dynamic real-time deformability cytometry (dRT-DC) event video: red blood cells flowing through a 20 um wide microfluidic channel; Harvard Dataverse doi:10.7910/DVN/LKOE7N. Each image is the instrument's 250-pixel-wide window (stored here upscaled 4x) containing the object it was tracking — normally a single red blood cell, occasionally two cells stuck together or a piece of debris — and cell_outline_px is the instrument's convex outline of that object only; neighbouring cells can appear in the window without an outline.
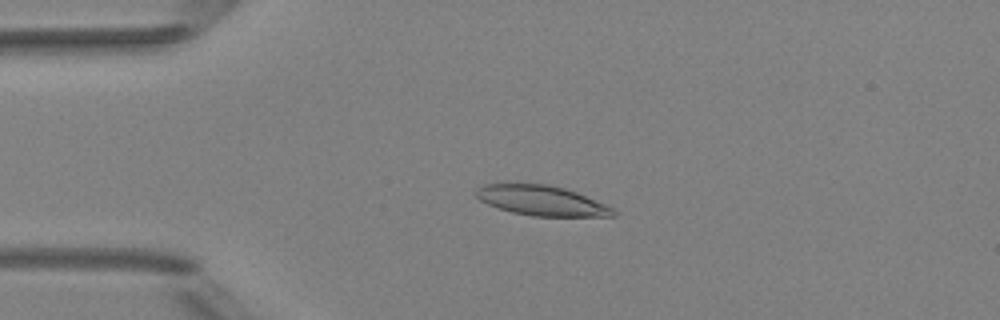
{"species": "Egyptian fruit bat (a non-hibernating species)", "species_latin": "Rousettus aegyptiacus", "temperature_condition": "room temperature", "stored_images_in_passage": 4, "camera_frame_rate_fps": 3000, "um_per_image_px": 0.085, "animal": {"sex": "female"}, "frame": {"image": 1, "passage_image": 4, "time_ms": 3.333, "image_size_px": [1000, 320], "cell_outline_px": [[616, 216], [532, 216], [512, 212], [488, 204], [480, 200], [476, 196], [476, 188], [484, 184], [548, 184], [564, 188], [576, 192], [604, 204], [612, 208], [616, 212]], "centroid_in_image_um": [46.02, 17.05], "position_along_channel_um": 39.0, "area_um2": 23.64}}